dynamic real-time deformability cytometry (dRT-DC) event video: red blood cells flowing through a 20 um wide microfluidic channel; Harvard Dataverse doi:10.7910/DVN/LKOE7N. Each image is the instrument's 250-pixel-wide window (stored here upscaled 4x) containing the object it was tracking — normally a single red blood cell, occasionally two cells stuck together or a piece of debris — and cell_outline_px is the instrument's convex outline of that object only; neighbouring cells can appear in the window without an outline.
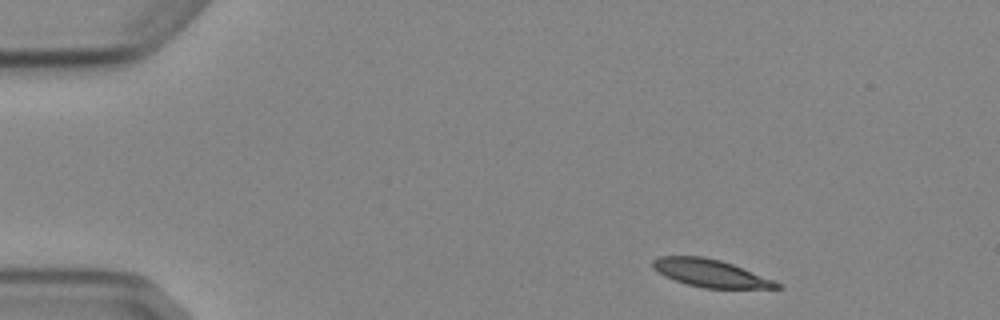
{"species": "Egyptian fruit bat (a non-hibernating species)", "species_latin": "Rousettus aegyptiacus", "temperature_condition": "cold", "stored_images_in_passage": 3, "camera_frame_rate_fps": 3000, "um_per_image_px": 0.085, "animal": {"sex": "female"}, "frame": {"image": 1, "passage_image": 1, "time_ms": 0.0, "image_size_px": [1000, 320], "cell_outline_px": [[784, 288], [704, 288], [688, 284], [664, 276], [652, 268], [652, 260], [660, 256], [704, 256], [720, 260], [732, 264], [772, 280], [780, 284]], "centroid_in_image_um": [60.33, 23.21], "position_along_channel_um": 24.7, "area_um2": 19.65}}